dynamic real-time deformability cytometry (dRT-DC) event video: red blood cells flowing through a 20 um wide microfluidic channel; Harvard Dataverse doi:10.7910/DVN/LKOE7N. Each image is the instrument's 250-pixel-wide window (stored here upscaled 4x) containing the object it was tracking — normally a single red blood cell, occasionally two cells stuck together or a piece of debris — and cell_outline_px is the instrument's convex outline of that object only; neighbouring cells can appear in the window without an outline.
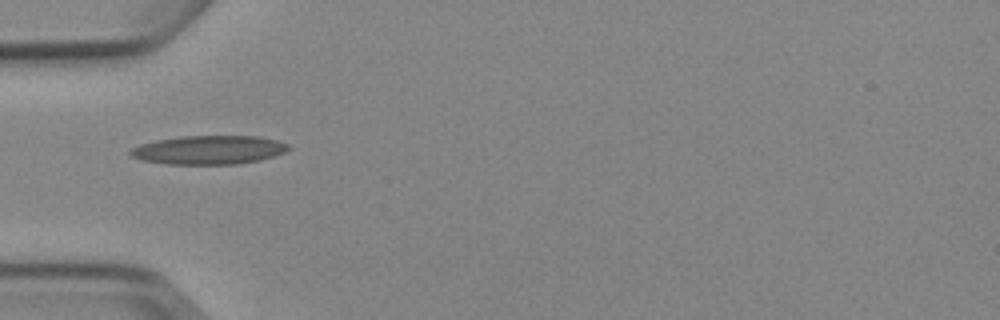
{"species": "Egyptian fruit bat (a non-hibernating species)", "species_latin": "Rousettus aegyptiacus", "temperature_condition": "cold", "stored_images_in_passage": 8, "camera_frame_rate_fps": 3000, "um_per_image_px": 0.085, "animal": {"sex": "female"}, "frame": {"image": 1, "passage_image": 5, "time_ms": 4.667, "image_size_px": [1000, 320], "cell_outline_px": [[292, 148], [284, 152], [260, 160], [236, 164], [168, 164], [140, 160], [132, 156], [128, 152], [132, 148], [140, 144], [156, 140], [180, 136], [256, 136], [276, 140], [288, 144]], "centroid_in_image_um": [17.73, 12.74], "position_along_channel_um": 67.3, "area_um2": 26.47}}
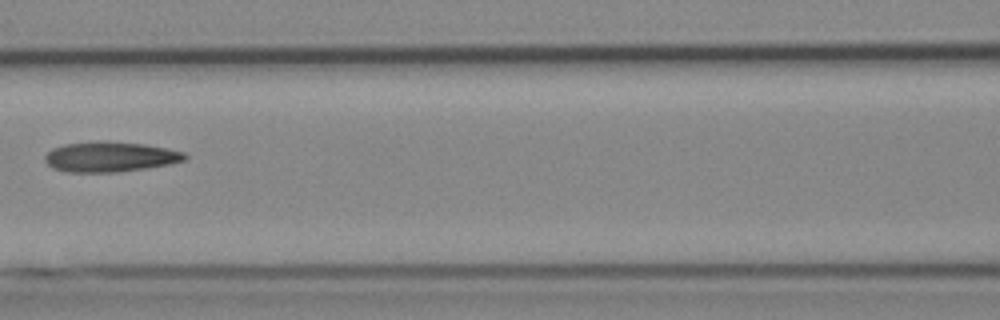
{"frame": {"image": 2, "passage_image": 7, "time_ms": 7.0, "image_size_px": [1000, 320], "cell_outline_px": [[188, 156], [184, 160], [168, 164], [148, 168], [116, 172], [68, 172], [52, 168], [44, 160], [44, 156], [52, 148], [64, 144], [96, 140], [104, 140], [144, 144], [184, 152]], "centroid_in_image_um": [9.31, 13.32], "position_along_channel_um": 157.3, "area_um2": 24.74}}
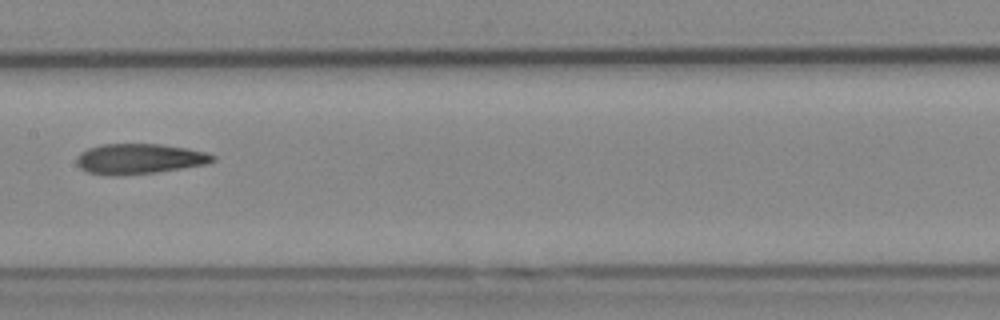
{"frame": {"image": 3, "passage_image": 8, "time_ms": 8.0, "image_size_px": [1000, 320], "cell_outline_px": [[216, 160], [208, 164], [156, 172], [116, 176], [104, 176], [88, 172], [80, 168], [76, 164], [76, 156], [80, 152], [88, 148], [100, 144], [160, 144], [188, 148], [208, 152], [216, 156]], "centroid_in_image_um": [11.83, 13.5], "position_along_channel_um": 195.6, "area_um2": 24.45}}